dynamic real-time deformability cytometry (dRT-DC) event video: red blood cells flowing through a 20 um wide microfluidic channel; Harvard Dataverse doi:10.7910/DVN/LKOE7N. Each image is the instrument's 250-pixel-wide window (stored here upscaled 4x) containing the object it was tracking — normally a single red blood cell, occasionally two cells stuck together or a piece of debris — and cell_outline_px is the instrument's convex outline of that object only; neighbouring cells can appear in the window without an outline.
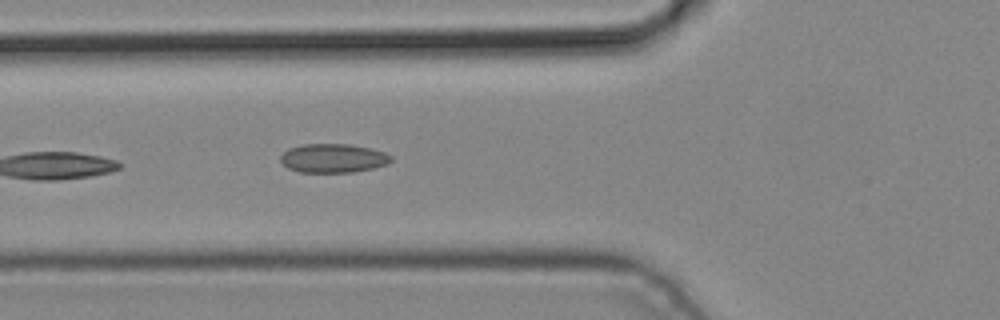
{"species": "common noctule bat (a hibernating species)", "species_latin": "Nyctalus noctula", "temperature_condition": "cold", "stored_images_in_passage": 4, "camera_frame_rate_fps": 3000, "um_per_image_px": 0.085, "animal": {"sex": "male", "body_mass_g": 19.2, "forearm_length_mm": 51.8}, "frame": {"image": 1, "passage_image": 4, "time_ms": 1.0, "image_size_px": [1000, 320], "cell_outline_px": [[392, 160], [388, 164], [372, 168], [352, 172], [300, 172], [288, 168], [280, 160], [280, 156], [288, 148], [304, 144], [348, 144], [372, 148], [384, 152], [392, 156]], "centroid_in_image_um": [28.33, 13.44], "position_along_channel_um": 97.5, "area_um2": 18.61}}